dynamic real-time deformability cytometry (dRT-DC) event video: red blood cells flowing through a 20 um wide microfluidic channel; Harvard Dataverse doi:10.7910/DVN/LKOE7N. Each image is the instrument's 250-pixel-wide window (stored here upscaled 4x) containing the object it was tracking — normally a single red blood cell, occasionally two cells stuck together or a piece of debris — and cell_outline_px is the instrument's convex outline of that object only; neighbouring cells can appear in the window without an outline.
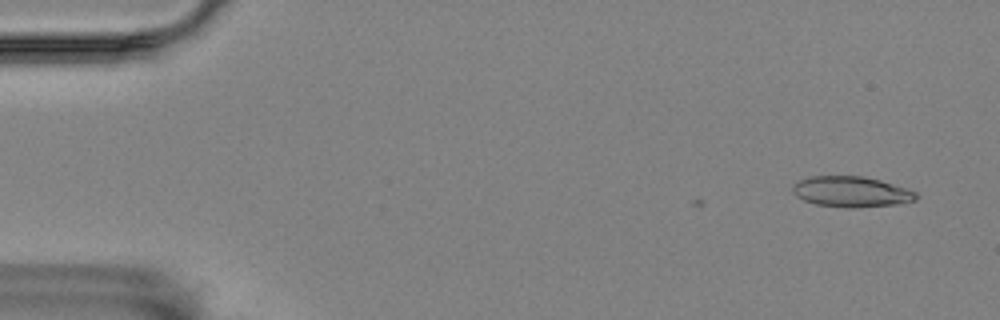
{"species": "Egyptian fruit bat (a non-hibernating species)", "species_latin": "Rousettus aegyptiacus", "temperature_condition": "room temperature", "stored_images_in_passage": 2, "camera_frame_rate_fps": 3000, "um_per_image_px": 0.085, "animal": {"sex": "female"}, "frame": {"image": 1, "passage_image": 2, "time_ms": 0.333, "image_size_px": [1000, 320], "cell_outline_px": [[916, 200], [896, 204], [856, 208], [844, 208], [816, 204], [804, 200], [796, 196], [792, 192], [792, 184], [796, 180], [808, 176], [864, 176], [880, 180], [916, 192]], "centroid_in_image_um": [72.28, 16.29], "position_along_channel_um": 12.7, "area_um2": 22.14}}